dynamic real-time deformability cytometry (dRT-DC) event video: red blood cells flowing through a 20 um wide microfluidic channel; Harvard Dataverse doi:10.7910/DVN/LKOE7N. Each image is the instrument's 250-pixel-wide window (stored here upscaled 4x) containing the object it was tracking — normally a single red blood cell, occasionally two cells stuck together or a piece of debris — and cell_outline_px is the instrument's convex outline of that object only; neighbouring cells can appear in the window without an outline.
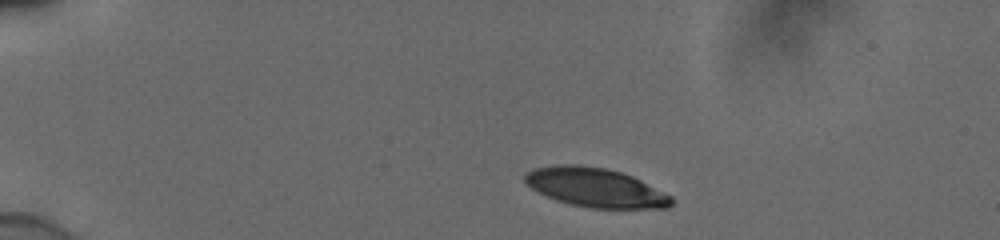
{"species": "human", "species_latin": "Homo sapiens", "temperature_condition": "cold", "stored_images_in_passage": 44, "camera_frame_rate_fps": 3000, "um_per_image_px": 0.085, "donor": {"sex": "male"}, "frame": {"image": 1, "passage_image": 1, "time_ms": 0.0, "image_size_px": [1000, 240], "cell_outline_px": [[672, 204], [668, 208], [592, 208], [572, 204], [556, 200], [532, 188], [524, 180], [524, 176], [532, 168], [560, 164], [580, 164], [604, 168], [620, 172], [632, 176], [672, 196]], "centroid_in_image_um": [50.62, 15.93], "position_along_channel_um": 34.4, "area_um2": 33.06}}
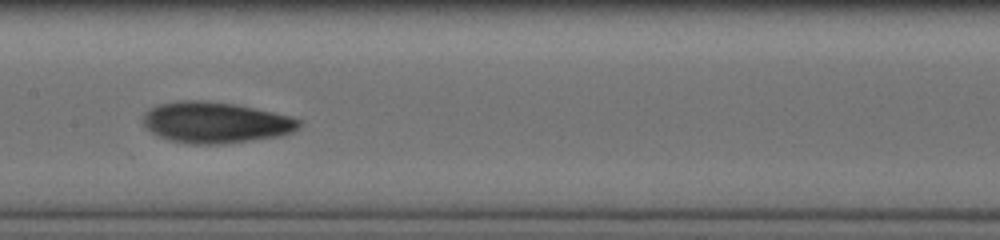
{"frame": {"image": 2, "passage_image": 19, "time_ms": 6.0, "image_size_px": [1000, 240], "cell_outline_px": [[300, 128], [292, 132], [280, 136], [252, 140], [220, 144], [188, 144], [172, 140], [160, 136], [152, 132], [144, 124], [144, 112], [156, 104], [176, 100], [200, 100], [232, 104], [272, 112], [288, 116], [300, 120]], "centroid_in_image_um": [18.3, 10.41], "position_along_channel_um": 189.1, "area_um2": 37.05}}
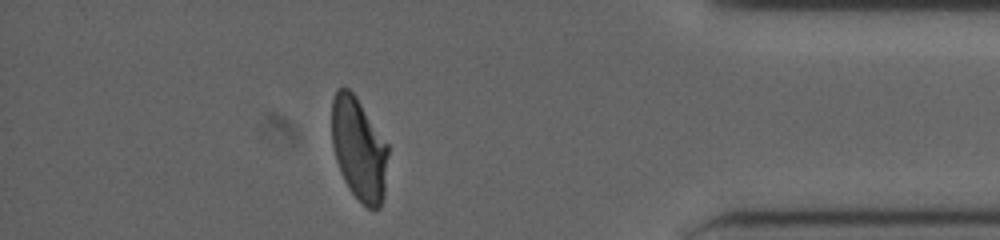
{"frame": {"image": 3, "passage_image": 38, "time_ms": 12.333, "image_size_px": [1000, 240], "cell_outline_px": [[388, 156], [384, 196], [380, 208], [368, 208], [348, 188], [340, 172], [336, 160], [332, 144], [332, 100], [336, 88], [348, 88], [356, 96], [388, 144]], "centroid_in_image_um": [30.51, 12.65], "position_along_channel_um": 404.7, "area_um2": 33.76}, "authors_computed_cell_mechanics": {"area_um2": 35.1713, "velocity_mm_per_s": 3.8763, "shape_relaxation_time_tau1_ms": 5.5138, "shape_relaxation_time_tau2_ms": 2.6359, "deformation_change_tau1": 0.1792, "deformation_change_tau2": 0.0809}}